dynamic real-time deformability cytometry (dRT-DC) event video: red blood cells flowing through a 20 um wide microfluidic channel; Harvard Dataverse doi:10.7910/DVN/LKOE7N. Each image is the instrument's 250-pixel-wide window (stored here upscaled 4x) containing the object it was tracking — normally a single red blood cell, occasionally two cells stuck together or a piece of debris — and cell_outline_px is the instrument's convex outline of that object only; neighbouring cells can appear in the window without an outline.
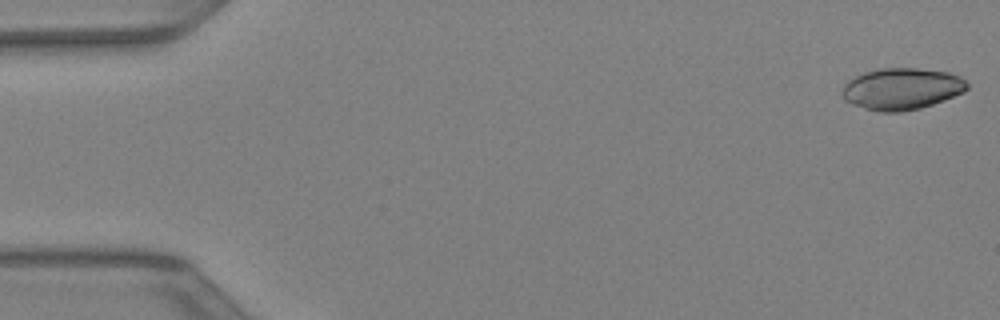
{"species": "Egyptian fruit bat (a non-hibernating species)", "species_latin": "Rousettus aegyptiacus", "temperature_condition": "warm", "stored_images_in_passage": 9, "camera_frame_rate_fps": 3000, "um_per_image_px": 0.085, "animal": {"sex": "female"}, "frame": {"image": 1, "passage_image": 1, "time_ms": 0.0, "image_size_px": [1000, 320], "cell_outline_px": [[968, 88], [964, 92], [944, 100], [920, 108], [900, 112], [880, 112], [864, 108], [852, 104], [844, 100], [840, 92], [844, 84], [848, 80], [864, 72], [880, 68], [916, 68], [948, 72], [960, 76], [968, 84]], "centroid_in_image_um": [76.62, 7.55], "position_along_channel_um": 8.4, "area_um2": 30.46}}